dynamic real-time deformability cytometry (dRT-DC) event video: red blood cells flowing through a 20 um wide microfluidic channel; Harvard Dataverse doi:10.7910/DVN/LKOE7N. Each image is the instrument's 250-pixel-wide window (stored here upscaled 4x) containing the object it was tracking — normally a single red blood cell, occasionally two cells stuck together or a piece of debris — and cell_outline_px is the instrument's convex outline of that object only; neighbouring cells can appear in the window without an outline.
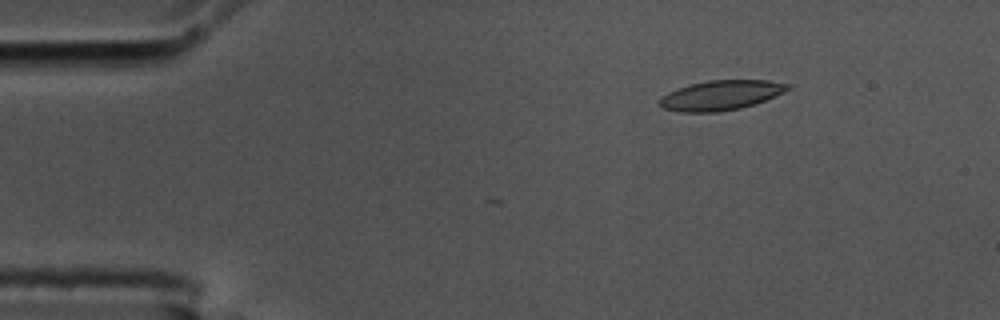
{"species": "common noctule bat (a hibernating species)", "species_latin": "Nyctalus noctula", "temperature_condition": "cold", "stored_images_in_passage": 56, "camera_frame_rate_fps": 3000, "um_per_image_px": 0.085, "animal": {"sex": "male", "body_mass_g": 17.5, "forearm_length_mm": 52.3}, "frame": {"image": 1, "passage_image": 8, "time_ms": 2.333, "image_size_px": [1000, 320], "cell_outline_px": [[792, 88], [784, 92], [764, 100], [740, 108], [716, 112], [680, 112], [664, 108], [660, 104], [660, 100], [668, 92], [692, 84], [708, 80], [768, 80], [792, 84]], "centroid_in_image_um": [61.33, 8.08], "position_along_channel_um": 23.7, "area_um2": 21.91}}
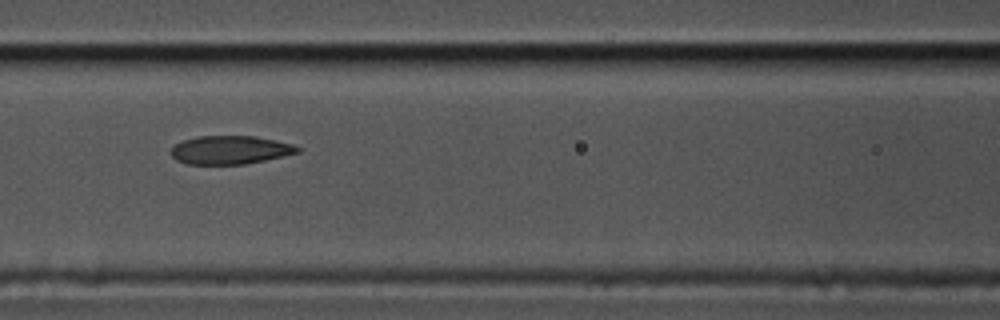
{"frame": {"image": 2, "passage_image": 24, "time_ms": 7.667, "image_size_px": [1000, 320], "cell_outline_px": [[300, 152], [284, 156], [244, 164], [188, 164], [176, 160], [168, 152], [176, 144], [184, 140], [196, 136], [256, 136], [292, 144], [300, 148]], "centroid_in_image_um": [19.54, 12.74], "position_along_channel_um": 147.1, "area_um2": 20.92}}
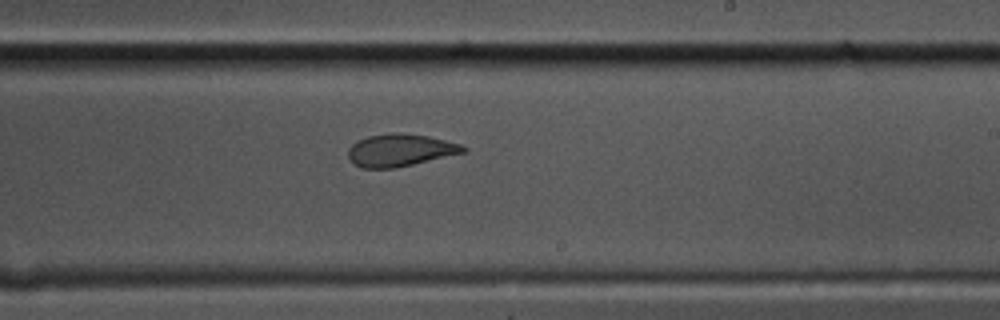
{"frame": {"image": 3, "passage_image": 33, "time_ms": 10.667, "image_size_px": [1000, 320], "cell_outline_px": [[468, 152], [396, 168], [360, 168], [352, 164], [348, 156], [348, 148], [356, 140], [368, 136], [392, 132], [400, 132], [428, 136], [460, 144], [468, 148]], "centroid_in_image_um": [34.0, 12.77], "position_along_channel_um": 255.0, "area_um2": 22.08}, "authors_computed_cell_mechanics": {"area_um2": 22.1663, "velocity_mm_per_s": 3.6097, "shape_relaxation_time_tau1_ms": null, "shape_relaxation_time_tau2_ms": 1.9623, "deformation_change_tau1": null, "deformation_change_tau2": 0.0749}}